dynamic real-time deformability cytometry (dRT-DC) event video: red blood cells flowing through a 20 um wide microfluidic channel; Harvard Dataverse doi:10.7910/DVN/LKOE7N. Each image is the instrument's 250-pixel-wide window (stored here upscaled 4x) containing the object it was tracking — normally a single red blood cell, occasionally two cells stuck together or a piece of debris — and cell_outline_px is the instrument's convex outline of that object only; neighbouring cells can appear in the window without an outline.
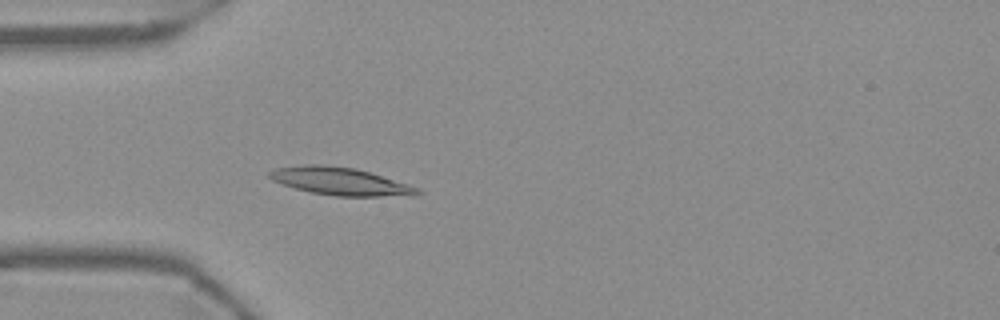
{"species": "Egyptian fruit bat (a non-hibernating species)", "species_latin": "Rousettus aegyptiacus", "temperature_condition": "warm", "stored_images_in_passage": 54, "camera_frame_rate_fps": 3000, "um_per_image_px": 0.085, "frame": {"image": 1, "passage_image": 15, "time_ms": 4.667, "image_size_px": [1000, 320], "cell_outline_px": [[424, 192], [412, 196], [336, 196], [308, 192], [272, 180], [268, 176], [268, 172], [276, 168], [304, 164], [324, 164], [356, 168], [408, 184], [420, 188]], "centroid_in_image_um": [28.94, 15.41], "position_along_channel_um": 56.1, "area_um2": 23.99}}
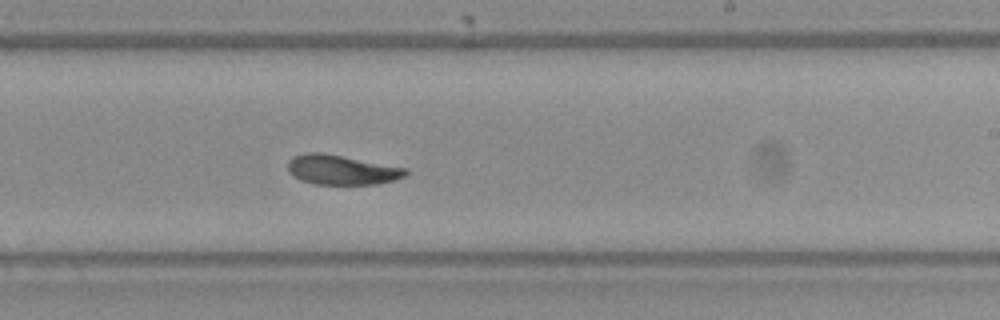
{"frame": {"image": 2, "passage_image": 32, "time_ms": 10.333, "image_size_px": [1000, 320], "cell_outline_px": [[408, 172], [404, 176], [392, 180], [376, 184], [312, 184], [300, 180], [292, 176], [288, 172], [288, 160], [292, 156], [304, 152], [324, 152], [408, 168]], "centroid_in_image_um": [28.98, 14.42], "position_along_channel_um": 260.0, "area_um2": 20.69}}
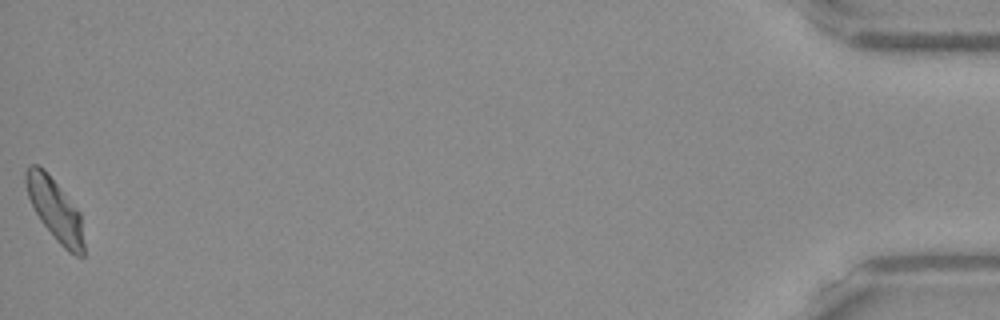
{"frame": {"image": 3, "passage_image": 54, "time_ms": 17.667, "image_size_px": [1000, 320], "cell_outline_px": [[84, 256], [76, 256], [68, 252], [56, 240], [40, 220], [28, 196], [24, 180], [24, 172], [28, 164], [36, 164], [44, 168], [80, 212], [84, 244]], "centroid_in_image_um": [4.66, 17.8], "position_along_channel_um": 430.5, "area_um2": 20.92}, "authors_computed_cell_mechanics": {"area_um2": 21.0392, "velocity_mm_per_s": 3.6836, "shape_relaxation_time_tau1_ms": 5.0061, "shape_relaxation_time_tau2_ms": 4.3962, "deformation_change_tau1": 0.1769, "deformation_change_tau2": 0.1095}}